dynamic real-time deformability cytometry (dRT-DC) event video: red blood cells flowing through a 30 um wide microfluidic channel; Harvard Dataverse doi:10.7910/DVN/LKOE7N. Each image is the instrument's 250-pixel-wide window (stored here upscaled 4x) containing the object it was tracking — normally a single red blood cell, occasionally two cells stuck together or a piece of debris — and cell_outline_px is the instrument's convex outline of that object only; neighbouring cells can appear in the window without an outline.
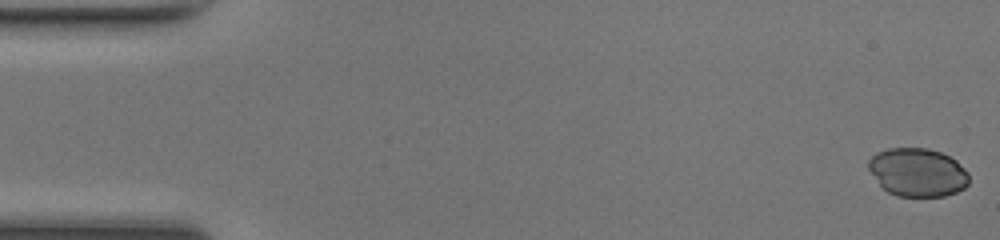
{"species": "common noctule bat (a hibernating species)", "species_latin": "Nyctalus noctula", "temperature_condition": "room temperature", "stored_images_in_passage": 48, "camera_frame_rate_fps": 3000, "um_per_image_px": 0.085, "animal": {"sex": "female", "body_mass_g": 17.0, "forearm_length_mm": 48.0}, "frame": {"image": 1, "passage_image": 1, "time_ms": 0.0, "image_size_px": [1000, 240], "cell_outline_px": [[968, 184], [964, 188], [956, 192], [944, 196], [896, 196], [888, 192], [880, 184], [868, 168], [868, 160], [876, 152], [888, 148], [928, 148], [940, 152], [956, 160], [968, 172]], "centroid_in_image_um": [78.0, 14.64], "position_along_channel_um": 7.0, "area_um2": 28.26}}
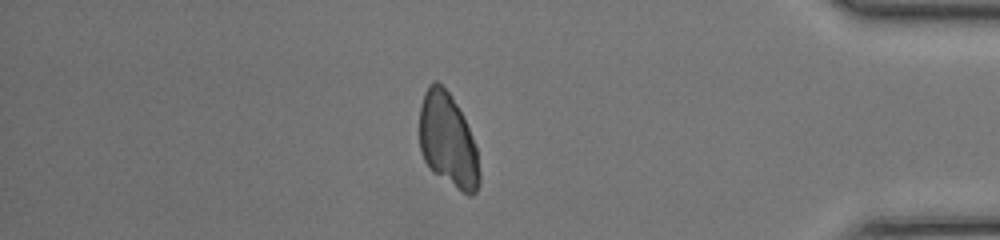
{"frame": {"image": 2, "passage_image": 41, "time_ms": 13.333, "image_size_px": [1000, 240], "cell_outline_px": [[480, 184], [476, 192], [472, 196], [468, 196], [432, 172], [428, 168], [420, 152], [420, 104], [424, 92], [428, 84], [432, 80], [436, 80], [452, 96], [468, 128], [476, 148], [480, 172]], "centroid_in_image_um": [38.05, 11.96], "position_along_channel_um": 397.1, "area_um2": 32.95}}
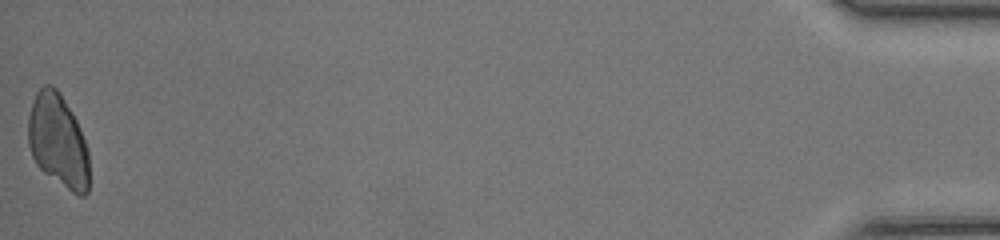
{"frame": {"image": 3, "passage_image": 48, "time_ms": 15.667, "image_size_px": [1000, 240], "cell_outline_px": [[88, 192], [84, 196], [80, 196], [72, 192], [44, 172], [36, 164], [32, 156], [28, 144], [28, 116], [36, 92], [44, 84], [52, 84], [60, 92], [76, 120], [80, 128], [88, 148]], "centroid_in_image_um": [4.93, 11.96], "position_along_channel_um": 430.3, "area_um2": 33.12}}